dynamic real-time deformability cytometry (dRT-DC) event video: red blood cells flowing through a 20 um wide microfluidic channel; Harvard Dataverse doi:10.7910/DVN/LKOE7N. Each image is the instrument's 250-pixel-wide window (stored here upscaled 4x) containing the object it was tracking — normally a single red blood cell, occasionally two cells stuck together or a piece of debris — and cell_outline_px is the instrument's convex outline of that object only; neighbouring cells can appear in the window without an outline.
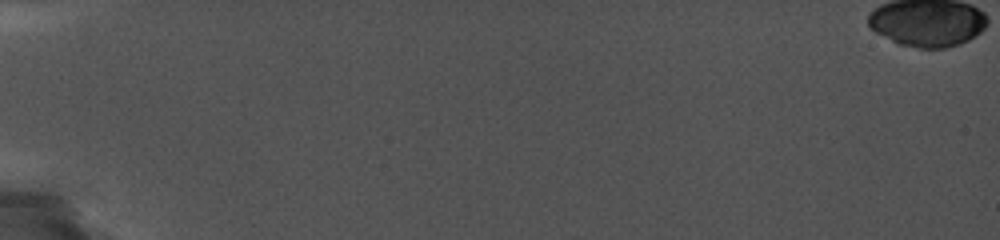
{"species": "common noctule bat (a hibernating species)", "species_latin": "Nyctalus noctula", "temperature_condition": "cold", "stored_images_in_passage": 3, "camera_frame_rate_fps": 5000, "um_per_image_px": 0.085, "animal": {"sex": "female", "body_mass_g": 19.0, "forearm_length_mm": 56.7}, "frame": {"image": 1, "passage_image": 1, "time_ms": 0.0, "image_size_px": [1000, 240], "cell_outline_px": [[852, 44], [848, 52], [784, 48], [748, 44], [768, 36], [836, 32], [848, 32], [852, 36]], "centroid_in_image_um": [68.85, 3.54], "position_along_channel_um": 16.2, "area_um2": 10.23}}